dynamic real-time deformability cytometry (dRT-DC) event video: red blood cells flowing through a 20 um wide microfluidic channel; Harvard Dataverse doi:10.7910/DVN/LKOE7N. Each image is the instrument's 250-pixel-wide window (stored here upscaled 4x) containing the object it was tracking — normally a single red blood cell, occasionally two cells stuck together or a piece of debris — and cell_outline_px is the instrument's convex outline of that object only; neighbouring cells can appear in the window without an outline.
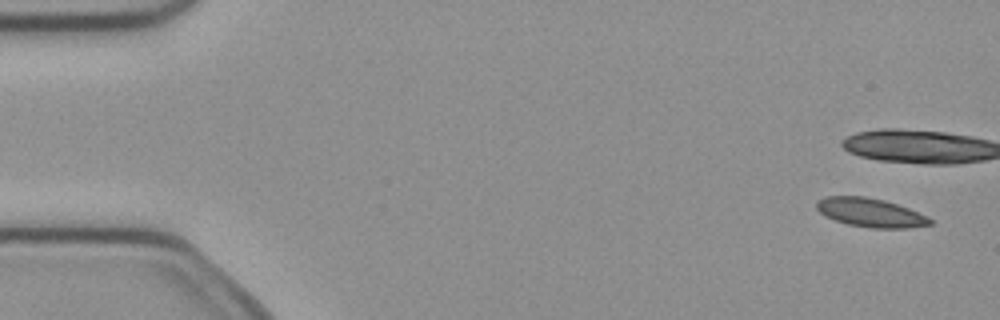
{"species": "common noctule bat (a hibernating species)", "species_latin": "Nyctalus noctula", "temperature_condition": "cold", "stored_images_in_passage": 8, "camera_frame_rate_fps": 3000, "um_per_image_px": 0.085, "animal": {"sex": "female", "body_mass_g": 21.9}, "frame": {"image": 1, "passage_image": 1, "time_ms": 0.0, "image_size_px": [1000, 320], "cell_outline_px": [[932, 224], [908, 228], [872, 228], [848, 224], [836, 220], [820, 212], [816, 208], [816, 204], [820, 200], [828, 196], [864, 196], [884, 200], [908, 208], [932, 220]], "centroid_in_image_um": [73.99, 18.07], "position_along_channel_um": 11.0, "area_um2": 18.61}}
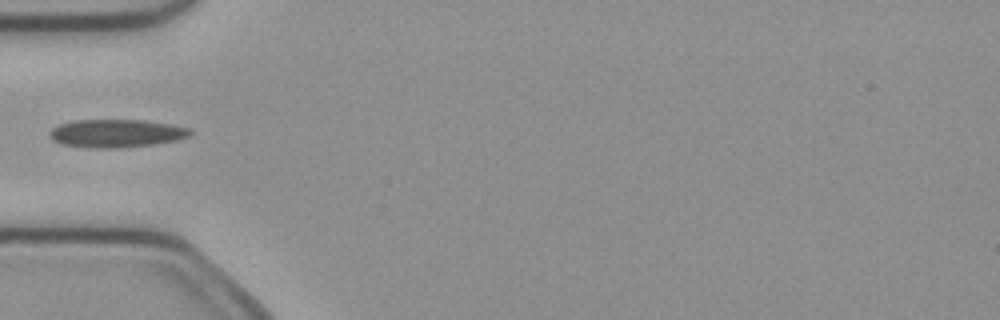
{"frame": {"image": 2, "passage_image": 6, "time_ms": 1.667, "image_size_px": [1000, 320], "cell_outline_px": [[192, 132], [188, 136], [176, 140], [152, 144], [116, 148], [92, 148], [60, 144], [52, 140], [48, 136], [48, 132], [52, 128], [60, 124], [72, 120], [144, 120], [172, 124], [192, 128]], "centroid_in_image_um": [9.85, 11.33], "position_along_channel_um": 75.1, "area_um2": 23.12}}
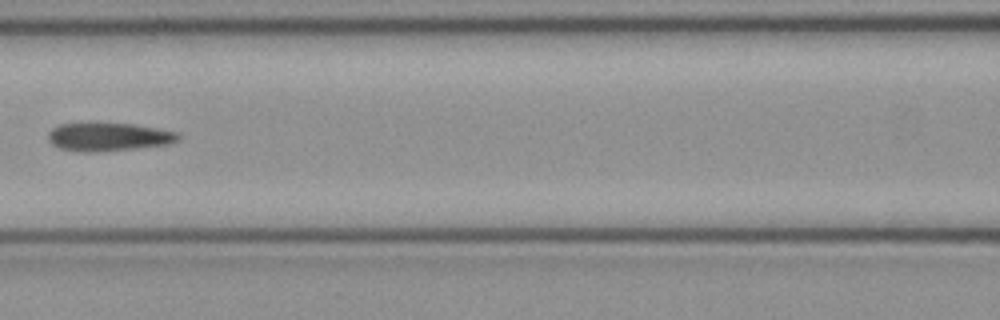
{"frame": {"image": 3, "passage_image": 8, "time_ms": 2.333, "image_size_px": [1000, 320], "cell_outline_px": [[180, 140], [168, 144], [136, 148], [96, 152], [80, 152], [60, 148], [52, 144], [48, 140], [48, 132], [52, 128], [60, 124], [132, 124], [180, 132]], "centroid_in_image_um": [9.24, 11.65], "position_along_channel_um": 157.4, "area_um2": 21.27}}